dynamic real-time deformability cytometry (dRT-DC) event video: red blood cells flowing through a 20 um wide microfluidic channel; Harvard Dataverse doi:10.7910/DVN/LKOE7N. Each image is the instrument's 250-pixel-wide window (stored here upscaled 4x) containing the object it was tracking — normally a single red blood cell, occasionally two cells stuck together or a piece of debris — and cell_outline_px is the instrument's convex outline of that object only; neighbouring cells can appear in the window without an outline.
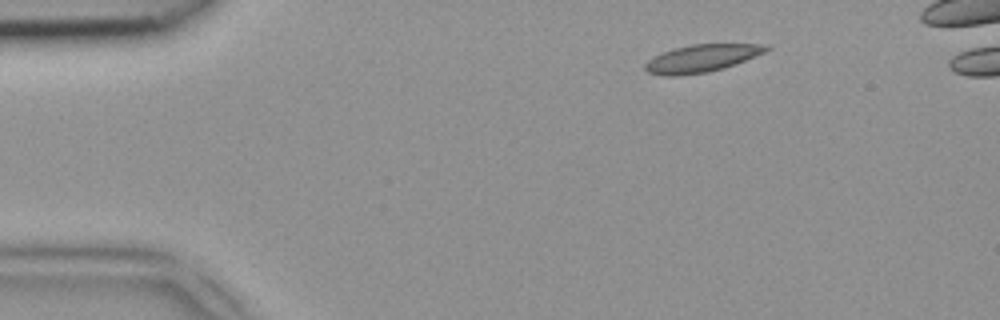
{"species": "common noctule bat (a hibernating species)", "species_latin": "Nyctalus noctula", "temperature_condition": "room temperature", "stored_images_in_passage": 10, "camera_frame_rate_fps": 3000, "um_per_image_px": 0.085, "animal": {"sex": "female", "body_mass_g": 18.4}, "frame": {"image": 1, "passage_image": 4, "time_ms": 1.0, "image_size_px": [1000, 320], "cell_outline_px": [[772, 48], [764, 52], [724, 68], [708, 72], [676, 76], [664, 76], [648, 72], [644, 68], [644, 64], [648, 60], [664, 52], [676, 48], [692, 44], [768, 44]], "centroid_in_image_um": [59.64, 4.96], "position_along_channel_um": 25.4, "area_um2": 19.19}}